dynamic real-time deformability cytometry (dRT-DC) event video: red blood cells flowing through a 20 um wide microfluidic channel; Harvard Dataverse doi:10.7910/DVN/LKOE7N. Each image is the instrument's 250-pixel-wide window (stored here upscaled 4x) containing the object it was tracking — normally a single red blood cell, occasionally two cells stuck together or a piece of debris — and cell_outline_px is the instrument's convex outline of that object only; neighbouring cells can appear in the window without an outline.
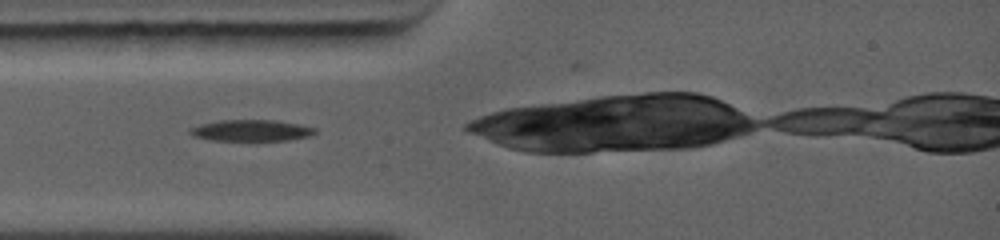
{"species": "common noctule bat (a hibernating species)", "species_latin": "Nyctalus noctula", "temperature_condition": "warm", "stored_images_in_passage": 18, "camera_frame_rate_fps": 5000, "um_per_image_px": 0.085, "animal": {"sex": "female", "body_mass_g": 19.0, "forearm_length_mm": 56.7}, "frame": {"image": 1, "passage_image": 1, "time_ms": 0.0, "image_size_px": [1000, 240], "cell_outline_px": [[316, 132], [312, 136], [288, 140], [212, 140], [192, 136], [188, 132], [188, 128], [200, 124], [220, 120], [272, 120], [300, 124], [316, 128]], "centroid_in_image_um": [21.34, 11.09], "position_along_channel_um": 63.7, "area_um2": 15.61}}
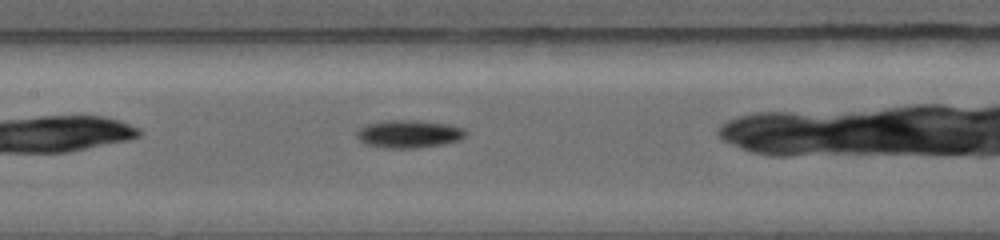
{"frame": {"image": 2, "passage_image": 6, "time_ms": 2.4, "image_size_px": [1000, 240], "cell_outline_px": [[468, 132], [460, 140], [444, 144], [416, 148], [380, 148], [364, 144], [356, 136], [356, 128], [364, 124], [384, 120], [416, 120], [448, 124], [464, 128]], "centroid_in_image_um": [34.7, 11.38], "position_along_channel_um": 172.7, "area_um2": 18.09}}
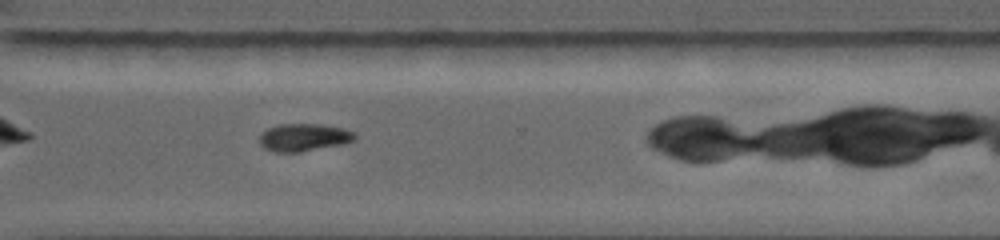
{"frame": {"image": 3, "passage_image": 13, "time_ms": 6.2, "image_size_px": [1000, 240], "cell_outline_px": [[356, 140], [340, 144], [300, 152], [276, 152], [264, 148], [260, 144], [260, 136], [268, 128], [280, 124], [320, 124], [344, 128], [356, 132]], "centroid_in_image_um": [25.85, 11.67], "position_along_channel_um": 344.7, "area_um2": 15.26}}